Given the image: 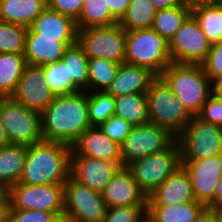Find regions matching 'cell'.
I'll use <instances>...</instances> for the list:
<instances>
[{
    "mask_svg": "<svg viewBox=\"0 0 222 222\" xmlns=\"http://www.w3.org/2000/svg\"><path fill=\"white\" fill-rule=\"evenodd\" d=\"M76 42L77 38H39L28 28L24 56L29 65H47L62 60L65 50Z\"/></svg>",
    "mask_w": 222,
    "mask_h": 222,
    "instance_id": "obj_19",
    "label": "cell"
},
{
    "mask_svg": "<svg viewBox=\"0 0 222 222\" xmlns=\"http://www.w3.org/2000/svg\"><path fill=\"white\" fill-rule=\"evenodd\" d=\"M212 94L215 97L222 99V78L212 82Z\"/></svg>",
    "mask_w": 222,
    "mask_h": 222,
    "instance_id": "obj_47",
    "label": "cell"
},
{
    "mask_svg": "<svg viewBox=\"0 0 222 222\" xmlns=\"http://www.w3.org/2000/svg\"><path fill=\"white\" fill-rule=\"evenodd\" d=\"M181 151L175 139L166 149L134 161L126 168L141 190L148 196L161 185L179 166Z\"/></svg>",
    "mask_w": 222,
    "mask_h": 222,
    "instance_id": "obj_6",
    "label": "cell"
},
{
    "mask_svg": "<svg viewBox=\"0 0 222 222\" xmlns=\"http://www.w3.org/2000/svg\"><path fill=\"white\" fill-rule=\"evenodd\" d=\"M176 138L166 129L146 123L133 126L120 146L122 167L166 149Z\"/></svg>",
    "mask_w": 222,
    "mask_h": 222,
    "instance_id": "obj_12",
    "label": "cell"
},
{
    "mask_svg": "<svg viewBox=\"0 0 222 222\" xmlns=\"http://www.w3.org/2000/svg\"><path fill=\"white\" fill-rule=\"evenodd\" d=\"M194 222H216L213 207H204L196 216Z\"/></svg>",
    "mask_w": 222,
    "mask_h": 222,
    "instance_id": "obj_44",
    "label": "cell"
},
{
    "mask_svg": "<svg viewBox=\"0 0 222 222\" xmlns=\"http://www.w3.org/2000/svg\"><path fill=\"white\" fill-rule=\"evenodd\" d=\"M197 202L187 170L179 166L161 185L147 196V205H171Z\"/></svg>",
    "mask_w": 222,
    "mask_h": 222,
    "instance_id": "obj_20",
    "label": "cell"
},
{
    "mask_svg": "<svg viewBox=\"0 0 222 222\" xmlns=\"http://www.w3.org/2000/svg\"><path fill=\"white\" fill-rule=\"evenodd\" d=\"M46 7L47 0H0V21L29 28Z\"/></svg>",
    "mask_w": 222,
    "mask_h": 222,
    "instance_id": "obj_23",
    "label": "cell"
},
{
    "mask_svg": "<svg viewBox=\"0 0 222 222\" xmlns=\"http://www.w3.org/2000/svg\"><path fill=\"white\" fill-rule=\"evenodd\" d=\"M205 206L200 202L179 204L147 205V222H194Z\"/></svg>",
    "mask_w": 222,
    "mask_h": 222,
    "instance_id": "obj_26",
    "label": "cell"
},
{
    "mask_svg": "<svg viewBox=\"0 0 222 222\" xmlns=\"http://www.w3.org/2000/svg\"><path fill=\"white\" fill-rule=\"evenodd\" d=\"M146 96L149 122L177 138L192 118L184 105L161 76L151 81Z\"/></svg>",
    "mask_w": 222,
    "mask_h": 222,
    "instance_id": "obj_4",
    "label": "cell"
},
{
    "mask_svg": "<svg viewBox=\"0 0 222 222\" xmlns=\"http://www.w3.org/2000/svg\"><path fill=\"white\" fill-rule=\"evenodd\" d=\"M181 160L200 159L222 155V127L192 116L190 122L176 138Z\"/></svg>",
    "mask_w": 222,
    "mask_h": 222,
    "instance_id": "obj_10",
    "label": "cell"
},
{
    "mask_svg": "<svg viewBox=\"0 0 222 222\" xmlns=\"http://www.w3.org/2000/svg\"><path fill=\"white\" fill-rule=\"evenodd\" d=\"M147 205L116 206L107 208L101 222H147Z\"/></svg>",
    "mask_w": 222,
    "mask_h": 222,
    "instance_id": "obj_37",
    "label": "cell"
},
{
    "mask_svg": "<svg viewBox=\"0 0 222 222\" xmlns=\"http://www.w3.org/2000/svg\"><path fill=\"white\" fill-rule=\"evenodd\" d=\"M116 23L119 20L111 13L107 0H85L76 26L79 30Z\"/></svg>",
    "mask_w": 222,
    "mask_h": 222,
    "instance_id": "obj_30",
    "label": "cell"
},
{
    "mask_svg": "<svg viewBox=\"0 0 222 222\" xmlns=\"http://www.w3.org/2000/svg\"><path fill=\"white\" fill-rule=\"evenodd\" d=\"M39 38H77L76 22L68 16L45 8L29 27Z\"/></svg>",
    "mask_w": 222,
    "mask_h": 222,
    "instance_id": "obj_22",
    "label": "cell"
},
{
    "mask_svg": "<svg viewBox=\"0 0 222 222\" xmlns=\"http://www.w3.org/2000/svg\"><path fill=\"white\" fill-rule=\"evenodd\" d=\"M101 194L107 208L147 205V195L141 190L126 167H121L110 178Z\"/></svg>",
    "mask_w": 222,
    "mask_h": 222,
    "instance_id": "obj_17",
    "label": "cell"
},
{
    "mask_svg": "<svg viewBox=\"0 0 222 222\" xmlns=\"http://www.w3.org/2000/svg\"><path fill=\"white\" fill-rule=\"evenodd\" d=\"M114 115L132 126L149 123L146 93L128 94L115 98Z\"/></svg>",
    "mask_w": 222,
    "mask_h": 222,
    "instance_id": "obj_28",
    "label": "cell"
},
{
    "mask_svg": "<svg viewBox=\"0 0 222 222\" xmlns=\"http://www.w3.org/2000/svg\"><path fill=\"white\" fill-rule=\"evenodd\" d=\"M71 156L122 162L120 145L110 139L99 126L86 129L72 145Z\"/></svg>",
    "mask_w": 222,
    "mask_h": 222,
    "instance_id": "obj_18",
    "label": "cell"
},
{
    "mask_svg": "<svg viewBox=\"0 0 222 222\" xmlns=\"http://www.w3.org/2000/svg\"><path fill=\"white\" fill-rule=\"evenodd\" d=\"M65 64H68L69 77H72L73 84L80 91H88V58L83 48L76 42L69 46L62 57Z\"/></svg>",
    "mask_w": 222,
    "mask_h": 222,
    "instance_id": "obj_31",
    "label": "cell"
},
{
    "mask_svg": "<svg viewBox=\"0 0 222 222\" xmlns=\"http://www.w3.org/2000/svg\"><path fill=\"white\" fill-rule=\"evenodd\" d=\"M88 93V117L91 126H99L114 115L115 98L106 91Z\"/></svg>",
    "mask_w": 222,
    "mask_h": 222,
    "instance_id": "obj_35",
    "label": "cell"
},
{
    "mask_svg": "<svg viewBox=\"0 0 222 222\" xmlns=\"http://www.w3.org/2000/svg\"><path fill=\"white\" fill-rule=\"evenodd\" d=\"M191 15V0H184L180 5L158 10L154 17L152 29L168 44L180 29L183 22Z\"/></svg>",
    "mask_w": 222,
    "mask_h": 222,
    "instance_id": "obj_27",
    "label": "cell"
},
{
    "mask_svg": "<svg viewBox=\"0 0 222 222\" xmlns=\"http://www.w3.org/2000/svg\"><path fill=\"white\" fill-rule=\"evenodd\" d=\"M55 95L47 85L43 69L40 66H25L23 74L11 98L29 110L42 113Z\"/></svg>",
    "mask_w": 222,
    "mask_h": 222,
    "instance_id": "obj_15",
    "label": "cell"
},
{
    "mask_svg": "<svg viewBox=\"0 0 222 222\" xmlns=\"http://www.w3.org/2000/svg\"><path fill=\"white\" fill-rule=\"evenodd\" d=\"M58 217L42 210L9 209L8 222H56Z\"/></svg>",
    "mask_w": 222,
    "mask_h": 222,
    "instance_id": "obj_40",
    "label": "cell"
},
{
    "mask_svg": "<svg viewBox=\"0 0 222 222\" xmlns=\"http://www.w3.org/2000/svg\"><path fill=\"white\" fill-rule=\"evenodd\" d=\"M43 69L47 85L55 96L77 93L80 90L69 77L68 64L63 60L40 66Z\"/></svg>",
    "mask_w": 222,
    "mask_h": 222,
    "instance_id": "obj_33",
    "label": "cell"
},
{
    "mask_svg": "<svg viewBox=\"0 0 222 222\" xmlns=\"http://www.w3.org/2000/svg\"><path fill=\"white\" fill-rule=\"evenodd\" d=\"M156 12L149 0H131L119 24L125 30L152 28Z\"/></svg>",
    "mask_w": 222,
    "mask_h": 222,
    "instance_id": "obj_32",
    "label": "cell"
},
{
    "mask_svg": "<svg viewBox=\"0 0 222 222\" xmlns=\"http://www.w3.org/2000/svg\"><path fill=\"white\" fill-rule=\"evenodd\" d=\"M118 66V63L104 58L88 59V92L107 91L115 78Z\"/></svg>",
    "mask_w": 222,
    "mask_h": 222,
    "instance_id": "obj_34",
    "label": "cell"
},
{
    "mask_svg": "<svg viewBox=\"0 0 222 222\" xmlns=\"http://www.w3.org/2000/svg\"><path fill=\"white\" fill-rule=\"evenodd\" d=\"M155 77L156 75L145 67L122 63L119 64L115 78L106 92L114 98L128 94L147 93Z\"/></svg>",
    "mask_w": 222,
    "mask_h": 222,
    "instance_id": "obj_21",
    "label": "cell"
},
{
    "mask_svg": "<svg viewBox=\"0 0 222 222\" xmlns=\"http://www.w3.org/2000/svg\"><path fill=\"white\" fill-rule=\"evenodd\" d=\"M27 153L26 145L10 144L0 148V183L6 189L20 181Z\"/></svg>",
    "mask_w": 222,
    "mask_h": 222,
    "instance_id": "obj_24",
    "label": "cell"
},
{
    "mask_svg": "<svg viewBox=\"0 0 222 222\" xmlns=\"http://www.w3.org/2000/svg\"><path fill=\"white\" fill-rule=\"evenodd\" d=\"M56 222H74L73 220L67 219L66 217H61L56 220Z\"/></svg>",
    "mask_w": 222,
    "mask_h": 222,
    "instance_id": "obj_53",
    "label": "cell"
},
{
    "mask_svg": "<svg viewBox=\"0 0 222 222\" xmlns=\"http://www.w3.org/2000/svg\"><path fill=\"white\" fill-rule=\"evenodd\" d=\"M201 65L211 82L222 78V40L211 45V49Z\"/></svg>",
    "mask_w": 222,
    "mask_h": 222,
    "instance_id": "obj_39",
    "label": "cell"
},
{
    "mask_svg": "<svg viewBox=\"0 0 222 222\" xmlns=\"http://www.w3.org/2000/svg\"><path fill=\"white\" fill-rule=\"evenodd\" d=\"M190 178L194 199L215 208V188L222 177V155L181 160Z\"/></svg>",
    "mask_w": 222,
    "mask_h": 222,
    "instance_id": "obj_14",
    "label": "cell"
},
{
    "mask_svg": "<svg viewBox=\"0 0 222 222\" xmlns=\"http://www.w3.org/2000/svg\"><path fill=\"white\" fill-rule=\"evenodd\" d=\"M89 127L86 91L55 96L41 113V132L45 141L72 146Z\"/></svg>",
    "mask_w": 222,
    "mask_h": 222,
    "instance_id": "obj_1",
    "label": "cell"
},
{
    "mask_svg": "<svg viewBox=\"0 0 222 222\" xmlns=\"http://www.w3.org/2000/svg\"><path fill=\"white\" fill-rule=\"evenodd\" d=\"M111 13L120 21L125 15L131 0H107Z\"/></svg>",
    "mask_w": 222,
    "mask_h": 222,
    "instance_id": "obj_43",
    "label": "cell"
},
{
    "mask_svg": "<svg viewBox=\"0 0 222 222\" xmlns=\"http://www.w3.org/2000/svg\"><path fill=\"white\" fill-rule=\"evenodd\" d=\"M27 65L24 54L0 53V94L11 97Z\"/></svg>",
    "mask_w": 222,
    "mask_h": 222,
    "instance_id": "obj_29",
    "label": "cell"
},
{
    "mask_svg": "<svg viewBox=\"0 0 222 222\" xmlns=\"http://www.w3.org/2000/svg\"><path fill=\"white\" fill-rule=\"evenodd\" d=\"M122 167V162L71 156L70 174L91 190L102 193L110 178Z\"/></svg>",
    "mask_w": 222,
    "mask_h": 222,
    "instance_id": "obj_16",
    "label": "cell"
},
{
    "mask_svg": "<svg viewBox=\"0 0 222 222\" xmlns=\"http://www.w3.org/2000/svg\"><path fill=\"white\" fill-rule=\"evenodd\" d=\"M222 206V177L215 188V208Z\"/></svg>",
    "mask_w": 222,
    "mask_h": 222,
    "instance_id": "obj_48",
    "label": "cell"
},
{
    "mask_svg": "<svg viewBox=\"0 0 222 222\" xmlns=\"http://www.w3.org/2000/svg\"><path fill=\"white\" fill-rule=\"evenodd\" d=\"M9 199L8 197L0 204V222H8L9 212Z\"/></svg>",
    "mask_w": 222,
    "mask_h": 222,
    "instance_id": "obj_46",
    "label": "cell"
},
{
    "mask_svg": "<svg viewBox=\"0 0 222 222\" xmlns=\"http://www.w3.org/2000/svg\"><path fill=\"white\" fill-rule=\"evenodd\" d=\"M154 8L158 10L169 9L180 5L184 0H149Z\"/></svg>",
    "mask_w": 222,
    "mask_h": 222,
    "instance_id": "obj_45",
    "label": "cell"
},
{
    "mask_svg": "<svg viewBox=\"0 0 222 222\" xmlns=\"http://www.w3.org/2000/svg\"><path fill=\"white\" fill-rule=\"evenodd\" d=\"M10 209L42 210L58 218L64 215V183L26 185L17 183L8 189Z\"/></svg>",
    "mask_w": 222,
    "mask_h": 222,
    "instance_id": "obj_9",
    "label": "cell"
},
{
    "mask_svg": "<svg viewBox=\"0 0 222 222\" xmlns=\"http://www.w3.org/2000/svg\"><path fill=\"white\" fill-rule=\"evenodd\" d=\"M214 6L222 8V0H208Z\"/></svg>",
    "mask_w": 222,
    "mask_h": 222,
    "instance_id": "obj_52",
    "label": "cell"
},
{
    "mask_svg": "<svg viewBox=\"0 0 222 222\" xmlns=\"http://www.w3.org/2000/svg\"><path fill=\"white\" fill-rule=\"evenodd\" d=\"M0 119L11 144L29 146L44 140L41 114L29 110L11 97L0 99Z\"/></svg>",
    "mask_w": 222,
    "mask_h": 222,
    "instance_id": "obj_7",
    "label": "cell"
},
{
    "mask_svg": "<svg viewBox=\"0 0 222 222\" xmlns=\"http://www.w3.org/2000/svg\"><path fill=\"white\" fill-rule=\"evenodd\" d=\"M72 146L41 141L28 146L24 171L19 183L46 185L65 183L70 175Z\"/></svg>",
    "mask_w": 222,
    "mask_h": 222,
    "instance_id": "obj_2",
    "label": "cell"
},
{
    "mask_svg": "<svg viewBox=\"0 0 222 222\" xmlns=\"http://www.w3.org/2000/svg\"><path fill=\"white\" fill-rule=\"evenodd\" d=\"M8 197V189L0 183V204Z\"/></svg>",
    "mask_w": 222,
    "mask_h": 222,
    "instance_id": "obj_50",
    "label": "cell"
},
{
    "mask_svg": "<svg viewBox=\"0 0 222 222\" xmlns=\"http://www.w3.org/2000/svg\"><path fill=\"white\" fill-rule=\"evenodd\" d=\"M211 43L202 32L200 25L190 15L169 42L171 61L179 64H202L209 51Z\"/></svg>",
    "mask_w": 222,
    "mask_h": 222,
    "instance_id": "obj_13",
    "label": "cell"
},
{
    "mask_svg": "<svg viewBox=\"0 0 222 222\" xmlns=\"http://www.w3.org/2000/svg\"><path fill=\"white\" fill-rule=\"evenodd\" d=\"M198 117L203 121L222 127V99L212 94L203 105Z\"/></svg>",
    "mask_w": 222,
    "mask_h": 222,
    "instance_id": "obj_42",
    "label": "cell"
},
{
    "mask_svg": "<svg viewBox=\"0 0 222 222\" xmlns=\"http://www.w3.org/2000/svg\"><path fill=\"white\" fill-rule=\"evenodd\" d=\"M99 127L110 139L121 146L133 126L121 117L112 115L102 122Z\"/></svg>",
    "mask_w": 222,
    "mask_h": 222,
    "instance_id": "obj_38",
    "label": "cell"
},
{
    "mask_svg": "<svg viewBox=\"0 0 222 222\" xmlns=\"http://www.w3.org/2000/svg\"><path fill=\"white\" fill-rule=\"evenodd\" d=\"M27 27L0 21V53L24 54Z\"/></svg>",
    "mask_w": 222,
    "mask_h": 222,
    "instance_id": "obj_36",
    "label": "cell"
},
{
    "mask_svg": "<svg viewBox=\"0 0 222 222\" xmlns=\"http://www.w3.org/2000/svg\"><path fill=\"white\" fill-rule=\"evenodd\" d=\"M160 76L191 116H198L212 95V82L200 64L171 62Z\"/></svg>",
    "mask_w": 222,
    "mask_h": 222,
    "instance_id": "obj_3",
    "label": "cell"
},
{
    "mask_svg": "<svg viewBox=\"0 0 222 222\" xmlns=\"http://www.w3.org/2000/svg\"><path fill=\"white\" fill-rule=\"evenodd\" d=\"M171 62L169 44L155 30H126L124 63L145 67L160 76Z\"/></svg>",
    "mask_w": 222,
    "mask_h": 222,
    "instance_id": "obj_5",
    "label": "cell"
},
{
    "mask_svg": "<svg viewBox=\"0 0 222 222\" xmlns=\"http://www.w3.org/2000/svg\"><path fill=\"white\" fill-rule=\"evenodd\" d=\"M85 0H47V8L68 16L75 22L79 19Z\"/></svg>",
    "mask_w": 222,
    "mask_h": 222,
    "instance_id": "obj_41",
    "label": "cell"
},
{
    "mask_svg": "<svg viewBox=\"0 0 222 222\" xmlns=\"http://www.w3.org/2000/svg\"><path fill=\"white\" fill-rule=\"evenodd\" d=\"M10 144L11 143H10V140H9V138L7 136L6 129L2 125V122H1V119H0V148L8 146Z\"/></svg>",
    "mask_w": 222,
    "mask_h": 222,
    "instance_id": "obj_49",
    "label": "cell"
},
{
    "mask_svg": "<svg viewBox=\"0 0 222 222\" xmlns=\"http://www.w3.org/2000/svg\"><path fill=\"white\" fill-rule=\"evenodd\" d=\"M191 15L211 45L222 40V8L209 1L195 0L191 1Z\"/></svg>",
    "mask_w": 222,
    "mask_h": 222,
    "instance_id": "obj_25",
    "label": "cell"
},
{
    "mask_svg": "<svg viewBox=\"0 0 222 222\" xmlns=\"http://www.w3.org/2000/svg\"><path fill=\"white\" fill-rule=\"evenodd\" d=\"M107 205L102 194L77 181L71 174L64 183V215L74 222H101Z\"/></svg>",
    "mask_w": 222,
    "mask_h": 222,
    "instance_id": "obj_11",
    "label": "cell"
},
{
    "mask_svg": "<svg viewBox=\"0 0 222 222\" xmlns=\"http://www.w3.org/2000/svg\"><path fill=\"white\" fill-rule=\"evenodd\" d=\"M77 43L88 59L104 58L118 64L125 61L126 30L119 23L79 29Z\"/></svg>",
    "mask_w": 222,
    "mask_h": 222,
    "instance_id": "obj_8",
    "label": "cell"
},
{
    "mask_svg": "<svg viewBox=\"0 0 222 222\" xmlns=\"http://www.w3.org/2000/svg\"><path fill=\"white\" fill-rule=\"evenodd\" d=\"M213 209L215 213L216 222H222V206Z\"/></svg>",
    "mask_w": 222,
    "mask_h": 222,
    "instance_id": "obj_51",
    "label": "cell"
}]
</instances>
